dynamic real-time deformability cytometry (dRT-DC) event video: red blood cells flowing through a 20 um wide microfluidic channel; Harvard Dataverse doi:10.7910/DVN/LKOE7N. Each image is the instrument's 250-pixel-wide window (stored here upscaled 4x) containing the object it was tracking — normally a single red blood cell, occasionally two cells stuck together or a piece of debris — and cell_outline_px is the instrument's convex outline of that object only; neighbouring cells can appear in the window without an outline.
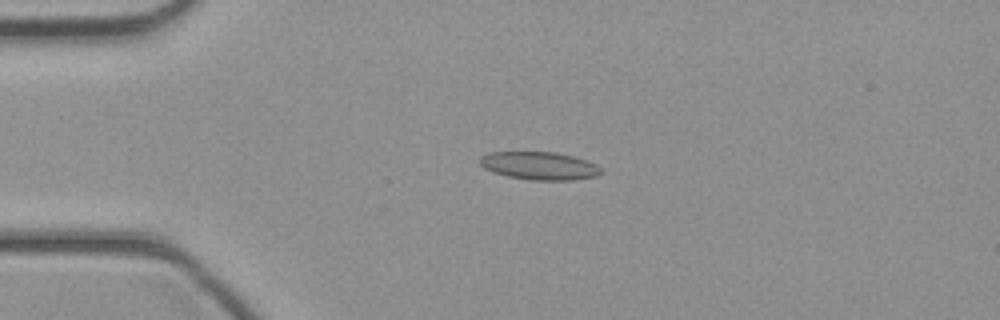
{"species": "common noctule bat (a hibernating species)", "species_latin": "Nyctalus noctula", "temperature_condition": "cold", "stored_images_in_passage": 40, "camera_frame_rate_fps": 3000, "um_per_image_px": 0.085, "animal": {"sex": "female", "body_mass_g": 21.9}, "frame": {"image": 1, "passage_image": 10, "time_ms": 3.0, "image_size_px": [1000, 320], "cell_outline_px": [[600, 172], [596, 176], [572, 180], [528, 180], [508, 176], [492, 172], [484, 168], [480, 164], [480, 156], [488, 152], [556, 152], [588, 160], [596, 164], [600, 168]], "centroid_in_image_um": [45.82, 14.09], "position_along_channel_um": 39.2, "area_um2": 19.77}}
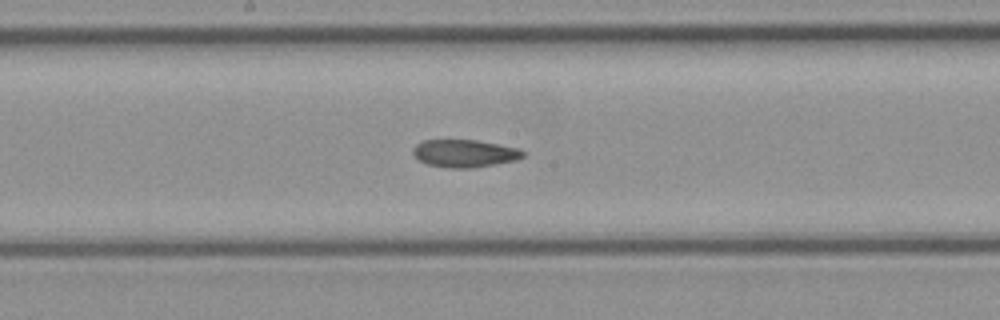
{"frame": {"image": 2, "passage_image": 23, "time_ms": 7.333, "image_size_px": [1000, 320], "cell_outline_px": [[524, 156], [516, 160], [496, 164], [472, 168], [448, 168], [428, 164], [420, 160], [412, 152], [412, 148], [416, 144], [424, 140], [476, 140], [520, 148], [524, 152]], "centroid_in_image_um": [39.5, 13.03], "position_along_channel_um": 208.7, "area_um2": 17.69}}
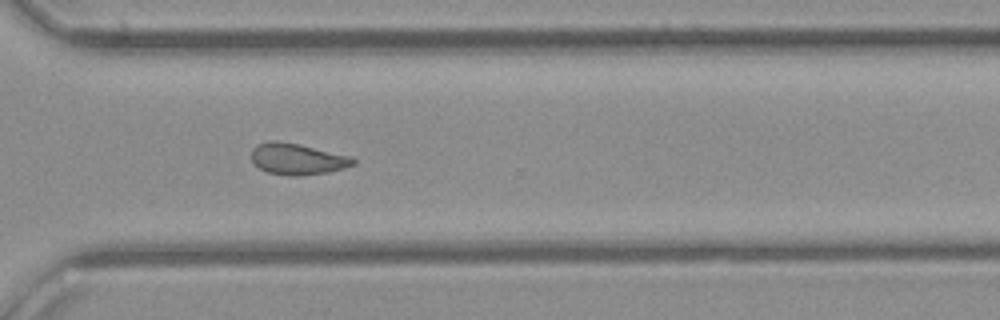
{"frame": {"image": 3, "passage_image": 32, "time_ms": 10.333, "image_size_px": [1000, 320], "cell_outline_px": [[356, 164], [344, 168], [328, 172], [300, 176], [288, 176], [268, 172], [260, 168], [252, 160], [252, 148], [268, 140], [276, 140], [300, 144], [352, 156], [356, 160]], "centroid_in_image_um": [25.31, 13.51], "position_along_channel_um": 345.3, "area_um2": 18.67}}